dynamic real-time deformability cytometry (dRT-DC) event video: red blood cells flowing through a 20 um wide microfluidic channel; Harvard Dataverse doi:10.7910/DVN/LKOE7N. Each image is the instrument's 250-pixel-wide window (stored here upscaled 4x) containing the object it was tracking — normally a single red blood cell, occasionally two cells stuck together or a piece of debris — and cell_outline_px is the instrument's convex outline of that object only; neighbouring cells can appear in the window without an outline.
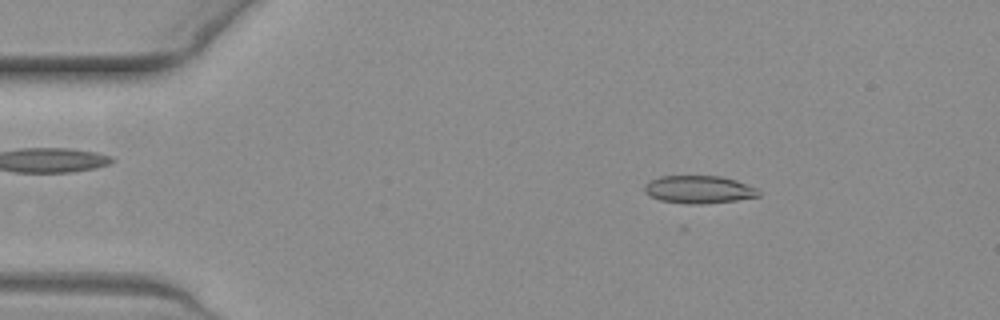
{"species": "common noctule bat (a hibernating species)", "species_latin": "Nyctalus noctula", "temperature_condition": "warm", "stored_images_in_passage": 53, "camera_frame_rate_fps": 3000, "um_per_image_px": 0.085, "animal": {"sex": "female", "body_mass_g": 19.3, "forearm_length_mm": 54.1}, "frame": {"image": 1, "passage_image": 8, "time_ms": 2.333, "image_size_px": [1000, 320], "cell_outline_px": [[760, 196], [736, 200], [700, 204], [688, 204], [660, 200], [644, 192], [644, 184], [660, 176], [720, 176], [736, 180], [756, 188], [760, 192]], "centroid_in_image_um": [59.4, 16.1], "position_along_channel_um": 25.6, "area_um2": 18.32}}
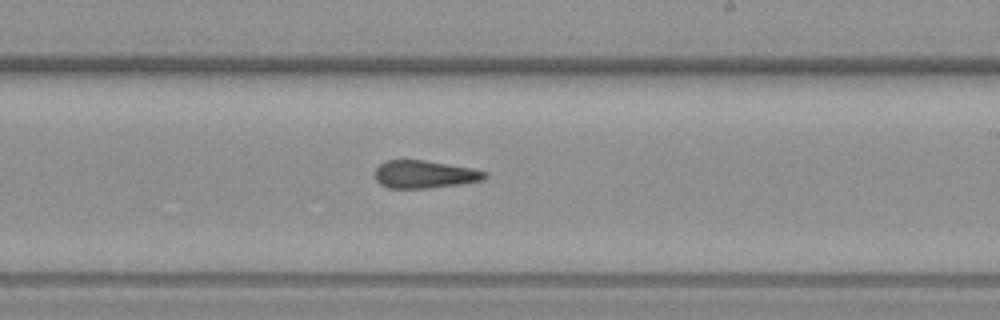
{"frame": {"image": 2, "passage_image": 31, "time_ms": 10.0, "image_size_px": [1000, 320], "cell_outline_px": [[488, 176], [484, 180], [460, 184], [428, 188], [388, 188], [380, 184], [376, 180], [376, 168], [380, 164], [388, 160], [424, 160], [472, 168], [488, 172]], "centroid_in_image_um": [36.12, 14.82], "position_along_channel_um": 252.9, "area_um2": 17.74}}
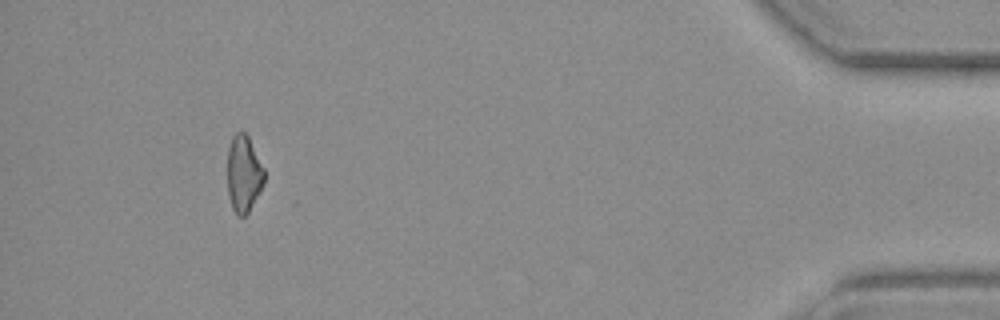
{"frame": {"image": 3, "passage_image": 49, "time_ms": 16.0, "image_size_px": [1000, 320], "cell_outline_px": [[264, 184], [260, 192], [248, 212], [244, 216], [236, 216], [232, 208], [228, 196], [228, 148], [232, 136], [236, 132], [244, 132], [248, 136], [264, 168]], "centroid_in_image_um": [20.71, 14.79], "position_along_channel_um": 414.5, "area_um2": 16.53}, "authors_computed_cell_mechanics": {"area_um2": 18.0336, "velocity_mm_per_s": 3.8611, "shape_relaxation_time_tau1_ms": null, "shape_relaxation_time_tau2_ms": 4.0355, "deformation_change_tau1": null, "deformation_change_tau2": 0.1343}}